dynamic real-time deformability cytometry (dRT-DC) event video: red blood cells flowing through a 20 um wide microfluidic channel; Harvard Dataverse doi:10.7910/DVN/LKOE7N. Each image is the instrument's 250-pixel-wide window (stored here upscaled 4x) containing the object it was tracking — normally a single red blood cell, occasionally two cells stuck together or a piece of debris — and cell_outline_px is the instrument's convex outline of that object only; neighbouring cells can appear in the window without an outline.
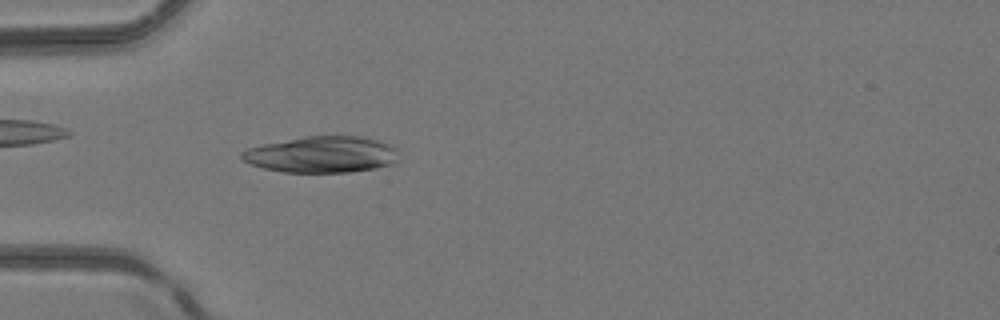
{"species": "common noctule bat (a hibernating species)", "species_latin": "Nyctalus noctula", "temperature_condition": "room temperature", "stored_images_in_passage": 47, "camera_frame_rate_fps": 3000, "um_per_image_px": 0.085, "animal": {"sex": "female", "body_mass_g": 24.6, "forearm_length_mm": 56.2}, "frame": {"image": 1, "passage_image": 14, "time_ms": 4.333, "image_size_px": [1000, 320], "cell_outline_px": [[396, 160], [392, 164], [376, 168], [348, 172], [284, 172], [264, 168], [248, 164], [240, 160], [240, 152], [248, 148], [264, 144], [304, 136], [360, 136], [392, 144], [396, 148]], "centroid_in_image_um": [27.31, 13.13], "position_along_channel_um": 57.7, "area_um2": 33.29}}
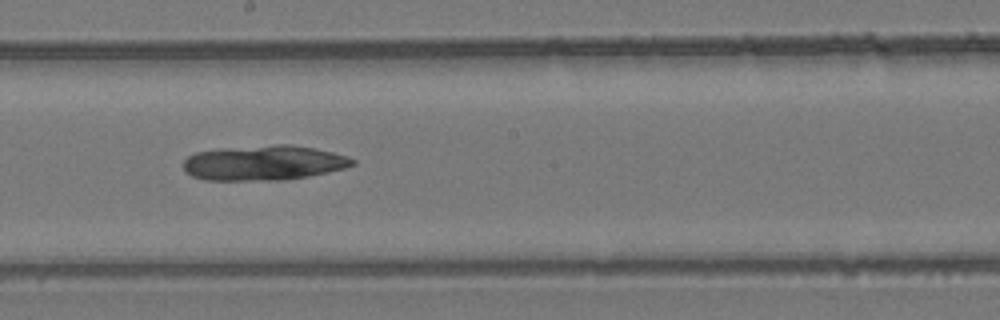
{"frame": {"image": 2, "passage_image": 26, "time_ms": 8.333, "image_size_px": [1000, 320], "cell_outline_px": [[356, 164], [344, 168], [328, 172], [308, 176], [284, 180], [204, 180], [192, 176], [184, 172], [184, 160], [188, 156], [196, 152], [220, 148], [276, 144], [288, 144], [312, 148], [332, 152], [348, 156], [356, 160]], "centroid_in_image_um": [22.41, 13.84], "position_along_channel_um": 225.8, "area_um2": 34.62}}
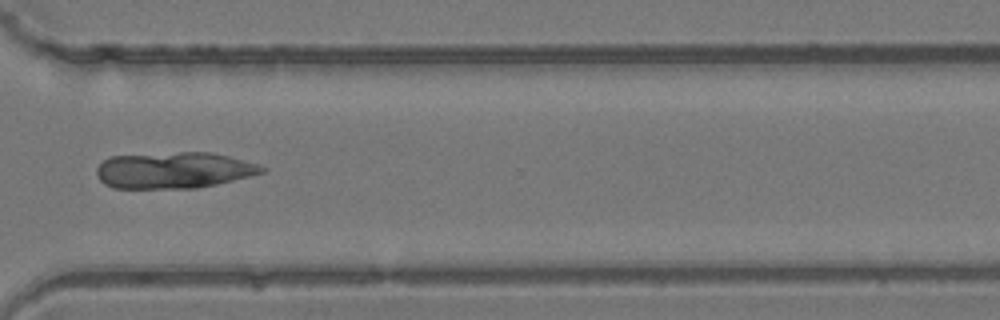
{"frame": {"image": 3, "passage_image": 35, "time_ms": 11.333, "image_size_px": [1000, 320], "cell_outline_px": [[268, 168], [264, 172], [216, 184], [196, 188], [112, 188], [104, 184], [96, 176], [96, 168], [104, 160], [112, 156], [180, 152], [212, 152], [260, 164]], "centroid_in_image_um": [14.77, 14.47], "position_along_channel_um": 355.8, "area_um2": 34.97}}